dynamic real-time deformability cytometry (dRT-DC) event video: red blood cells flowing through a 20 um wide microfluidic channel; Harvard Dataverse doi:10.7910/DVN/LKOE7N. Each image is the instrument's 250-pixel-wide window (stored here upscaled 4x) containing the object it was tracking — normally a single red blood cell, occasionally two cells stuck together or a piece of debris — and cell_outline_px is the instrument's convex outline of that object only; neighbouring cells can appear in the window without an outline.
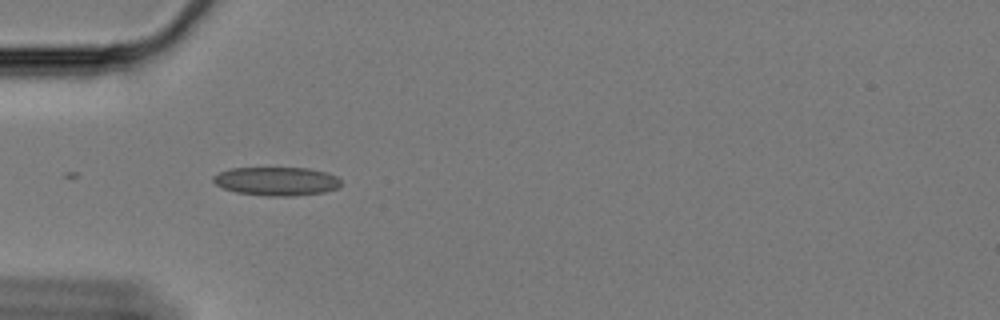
{"species": "Egyptian fruit bat (a non-hibernating species)", "species_latin": "Rousettus aegyptiacus", "temperature_condition": "cold", "stored_images_in_passage": 17, "camera_frame_rate_fps": 3000, "um_per_image_px": 0.085, "animal": {"sex": "female"}, "frame": {"image": 1, "passage_image": 1, "time_ms": 0.0, "image_size_px": [1000, 320], "cell_outline_px": [[340, 184], [336, 188], [324, 192], [292, 196], [268, 196], [236, 192], [224, 188], [216, 184], [212, 180], [212, 176], [220, 172], [232, 168], [308, 168], [328, 172], [336, 176], [340, 180]], "centroid_in_image_um": [23.5, 15.4], "position_along_channel_um": 61.5, "area_um2": 21.21}}
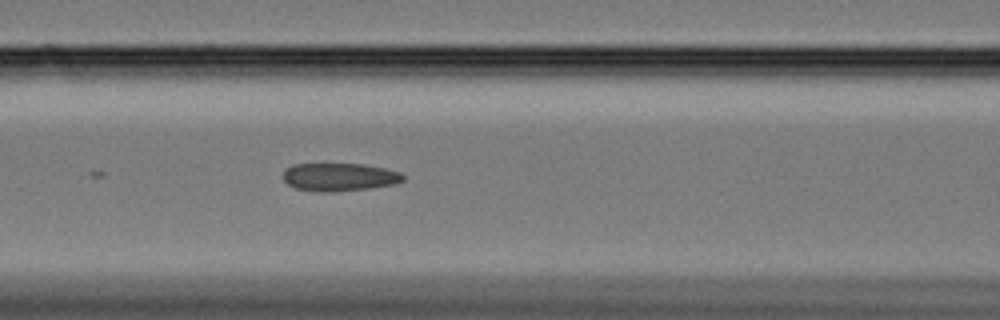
{"frame": {"image": 2, "passage_image": 8, "time_ms": 2.333, "image_size_px": [1000, 320], "cell_outline_px": [[404, 180], [396, 184], [372, 188], [336, 192], [316, 192], [296, 188], [288, 184], [284, 180], [284, 172], [288, 168], [296, 164], [364, 164], [384, 168], [400, 172], [404, 176]], "centroid_in_image_um": [28.89, 15.06], "position_along_channel_um": 137.7, "area_um2": 19.65}}
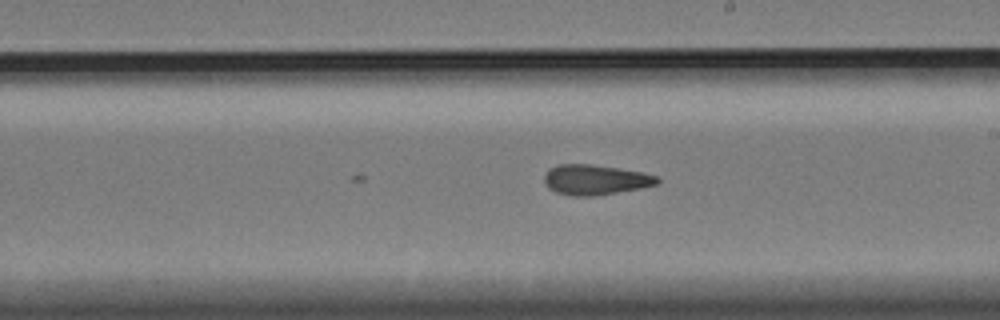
{"frame": {"image": 3, "passage_image": 17, "time_ms": 5.333, "image_size_px": [1000, 320], "cell_outline_px": [[660, 180], [656, 184], [640, 188], [592, 196], [572, 196], [556, 192], [548, 188], [544, 184], [544, 176], [548, 168], [560, 164], [592, 164], [644, 172], [656, 176]], "centroid_in_image_um": [50.55, 15.27], "position_along_channel_um": 238.4, "area_um2": 19.83}}